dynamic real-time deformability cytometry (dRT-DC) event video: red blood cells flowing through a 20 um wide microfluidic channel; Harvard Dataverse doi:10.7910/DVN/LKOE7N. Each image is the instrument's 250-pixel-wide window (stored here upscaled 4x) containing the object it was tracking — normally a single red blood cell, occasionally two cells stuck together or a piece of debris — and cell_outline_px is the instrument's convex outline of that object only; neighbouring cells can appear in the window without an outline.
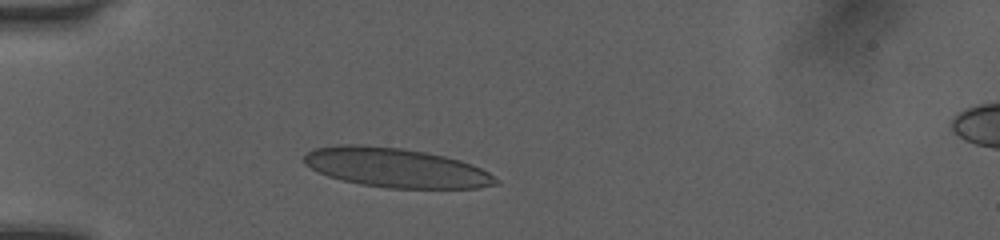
{"species": "human", "species_latin": "Homo sapiens", "temperature_condition": "room temperature", "stored_images_in_passage": 31, "camera_frame_rate_fps": 3000, "um_per_image_px": 0.085, "donor": {"sex": "female"}, "frame": {"image": 1, "passage_image": 1, "time_ms": 0.0, "image_size_px": [1000, 240], "cell_outline_px": [[500, 184], [480, 188], [388, 188], [360, 184], [328, 176], [304, 164], [304, 156], [312, 148], [336, 144], [360, 144], [404, 148], [444, 156], [460, 160], [472, 164], [488, 172], [500, 180]], "centroid_in_image_um": [33.67, 14.25], "position_along_channel_um": 51.3, "area_um2": 44.16}}
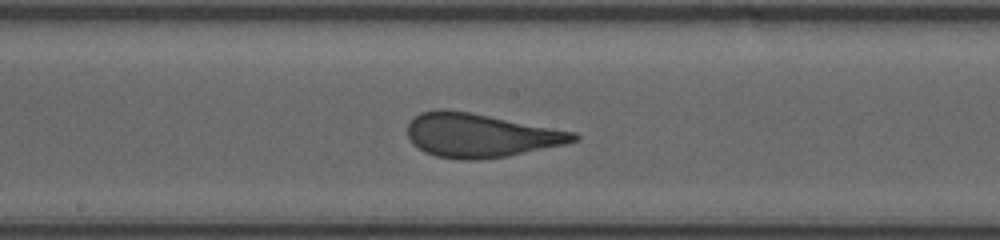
{"frame": {"image": 2, "passage_image": 14, "time_ms": 4.333, "image_size_px": [1000, 240], "cell_outline_px": [[580, 136], [576, 140], [564, 144], [504, 156], [476, 160], [460, 160], [436, 156], [424, 152], [412, 144], [408, 136], [408, 124], [420, 112], [440, 108], [444, 108], [468, 112], [576, 132]], "centroid_in_image_um": [40.78, 11.5], "position_along_channel_um": 207.4, "area_um2": 42.02}}
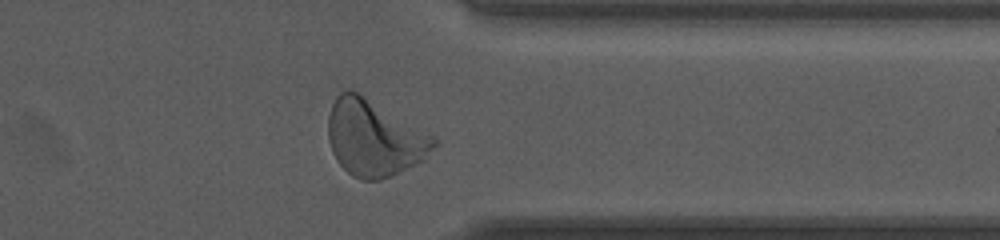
{"frame": {"image": 3, "passage_image": 27, "time_ms": 8.667, "image_size_px": [1000, 240], "cell_outline_px": [[436, 144], [424, 160], [392, 176], [380, 180], [360, 180], [352, 176], [336, 160], [332, 152], [328, 140], [328, 116], [332, 104], [336, 96], [340, 92], [348, 88], [356, 92], [432, 136], [436, 140]], "centroid_in_image_um": [31.75, 11.77], "position_along_channel_um": 379.7, "area_um2": 46.12}, "authors_computed_cell_mechanics": {"area_um2": 42.1362, "velocity_mm_per_s": 4.0545, "shape_relaxation_time_tau1_ms": 4.9513, "shape_relaxation_time_tau2_ms": null, "deformation_change_tau1": 0.2261, "deformation_change_tau2": null}}